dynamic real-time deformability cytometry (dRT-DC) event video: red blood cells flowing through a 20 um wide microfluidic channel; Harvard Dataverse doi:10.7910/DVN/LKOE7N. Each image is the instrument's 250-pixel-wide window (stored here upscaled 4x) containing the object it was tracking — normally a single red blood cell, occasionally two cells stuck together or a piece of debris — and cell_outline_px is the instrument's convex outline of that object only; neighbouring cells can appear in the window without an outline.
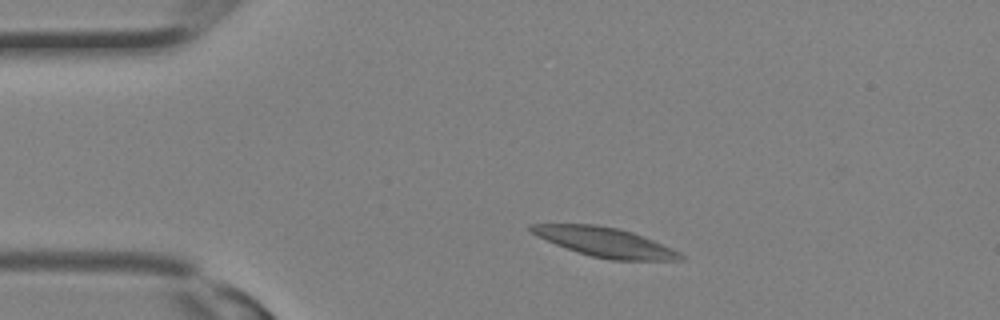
{"species": "Egyptian fruit bat (a non-hibernating species)", "species_latin": "Rousettus aegyptiacus", "temperature_condition": "room temperature", "stored_images_in_passage": 4, "camera_frame_rate_fps": 3000, "um_per_image_px": 0.085, "animal": {"sex": "female"}, "frame": {"image": 1, "passage_image": 1, "time_ms": 0.0, "image_size_px": [1000, 320], "cell_outline_px": [[684, 260], [612, 260], [592, 256], [556, 244], [536, 236], [528, 228], [528, 224], [596, 224], [616, 228], [632, 232], [672, 248], [680, 252], [684, 256]], "centroid_in_image_um": [51.43, 20.58], "position_along_channel_um": 33.6, "area_um2": 25.2}}